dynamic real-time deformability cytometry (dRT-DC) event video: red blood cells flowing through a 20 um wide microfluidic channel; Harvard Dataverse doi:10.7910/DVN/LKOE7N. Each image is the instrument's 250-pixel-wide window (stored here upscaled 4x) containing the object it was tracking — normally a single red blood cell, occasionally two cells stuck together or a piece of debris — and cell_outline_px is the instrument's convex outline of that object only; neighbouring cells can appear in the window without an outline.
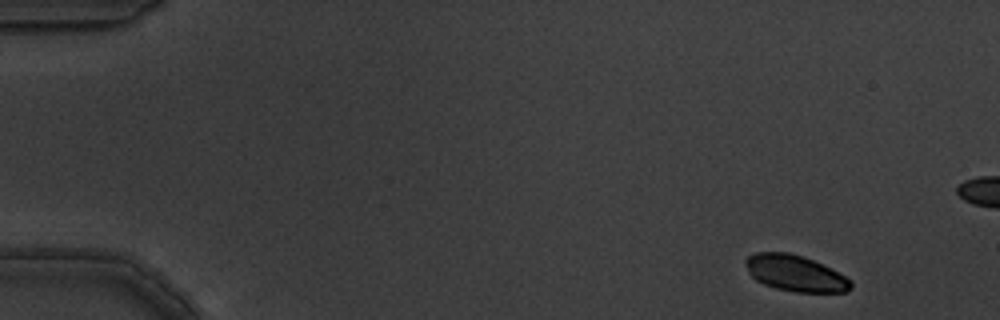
{"species": "common noctule bat (a hibernating species)", "species_latin": "Nyctalus noctula", "temperature_condition": "warm", "stored_images_in_passage": 4, "camera_frame_rate_fps": 3000, "um_per_image_px": 0.085, "animal": {"sex": "male", "body_mass_g": 19.5, "forearm_length_mm": 54.6}, "frame": {"image": 1, "passage_image": 1, "time_ms": 0.0, "image_size_px": [1000, 320], "cell_outline_px": [[852, 288], [848, 292], [796, 292], [776, 288], [764, 284], [756, 280], [748, 272], [744, 260], [748, 256], [756, 252], [788, 252], [804, 256], [844, 276], [852, 284]], "centroid_in_image_um": [67.56, 23.22], "position_along_channel_um": 17.4, "area_um2": 21.91}}